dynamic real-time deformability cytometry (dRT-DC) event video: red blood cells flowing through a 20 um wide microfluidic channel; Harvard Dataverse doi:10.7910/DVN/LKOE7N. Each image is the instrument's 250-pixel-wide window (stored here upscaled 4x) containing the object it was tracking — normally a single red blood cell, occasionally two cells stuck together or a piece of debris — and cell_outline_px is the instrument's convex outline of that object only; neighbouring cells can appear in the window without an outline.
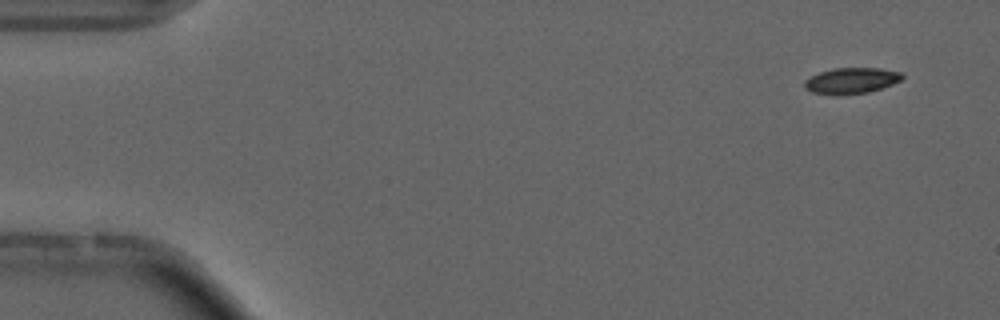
{"species": "common noctule bat (a hibernating species)", "species_latin": "Nyctalus noctula", "temperature_condition": "cold", "stored_images_in_passage": 14, "camera_frame_rate_fps": 3000, "um_per_image_px": 0.085, "animal": {"sex": "male", "forearm_length_mm": 52.5}, "frame": {"image": 1, "passage_image": 1, "time_ms": 0.0, "image_size_px": [1000, 320], "cell_outline_px": [[904, 76], [900, 80], [892, 84], [868, 92], [812, 92], [804, 88], [804, 80], [820, 72], [832, 68], [880, 68], [900, 72]], "centroid_in_image_um": [72.39, 6.8], "position_along_channel_um": 12.6, "area_um2": 13.99}}
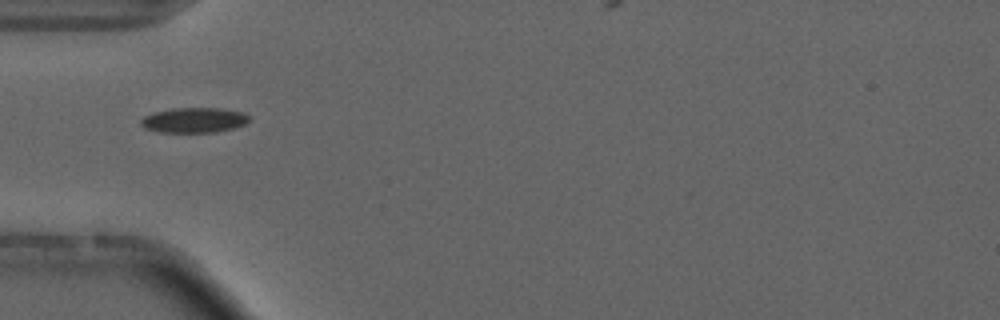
{"frame": {"image": 2, "passage_image": 4, "time_ms": 4.667, "image_size_px": [1000, 320], "cell_outline_px": [[252, 120], [236, 128], [216, 132], [160, 132], [144, 128], [140, 124], [140, 120], [144, 116], [152, 112], [172, 108], [220, 108], [244, 112]], "centroid_in_image_um": [16.5, 10.21], "position_along_channel_um": 68.5, "area_um2": 16.07}, "authors_computed_cell_mechanics": {"area_um2": 14.9124, "velocity_mm_per_s": 3.6977, "shape_relaxation_time_tau1_ms": 2.6279, "shape_relaxation_time_tau2_ms": null, "deformation_change_tau1": 0.0685, "deformation_change_tau2": null}}